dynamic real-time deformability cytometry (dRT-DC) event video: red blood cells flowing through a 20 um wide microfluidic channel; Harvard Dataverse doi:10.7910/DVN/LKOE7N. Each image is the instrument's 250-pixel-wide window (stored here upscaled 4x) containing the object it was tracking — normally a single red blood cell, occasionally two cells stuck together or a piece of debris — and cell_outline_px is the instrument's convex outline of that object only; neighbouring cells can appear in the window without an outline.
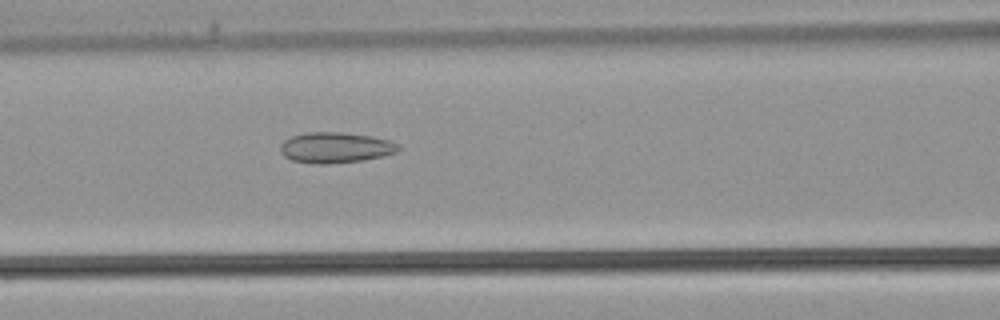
{"species": "common noctule bat (a hibernating species)", "species_latin": "Nyctalus noctula", "temperature_condition": "warm", "stored_images_in_passage": 34, "camera_frame_rate_fps": 3000, "um_per_image_px": 0.085, "animal": {"sex": "male", "body_mass_g": 21.5, "forearm_length_mm": 52.0}, "frame": {"image": 1, "passage_image": 15, "time_ms": 4.667, "image_size_px": [1000, 320], "cell_outline_px": [[400, 148], [396, 152], [384, 156], [364, 160], [328, 164], [316, 164], [292, 160], [284, 156], [280, 152], [280, 144], [284, 140], [292, 136], [304, 132], [340, 132], [372, 136], [388, 140], [400, 144]], "centroid_in_image_um": [28.51, 12.54], "position_along_channel_um": 138.1, "area_um2": 21.27}}
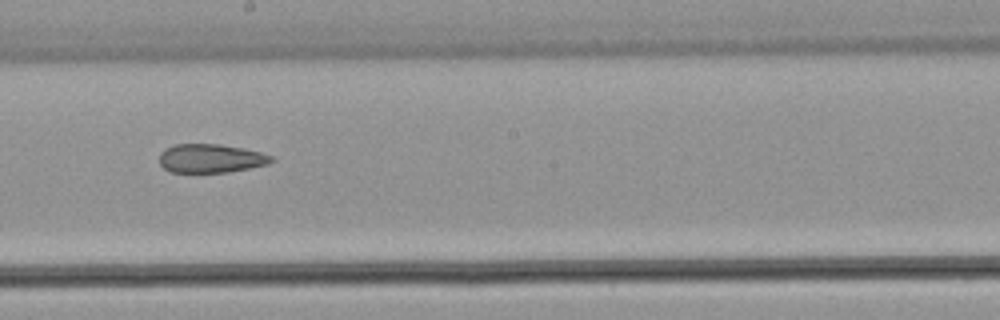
{"frame": {"image": 2, "passage_image": 20, "time_ms": 6.333, "image_size_px": [1000, 320], "cell_outline_px": [[276, 160], [268, 164], [228, 172], [172, 172], [164, 168], [160, 164], [160, 152], [176, 144], [220, 144], [244, 148], [260, 152], [272, 156]], "centroid_in_image_um": [17.94, 13.46], "position_along_channel_um": 230.3, "area_um2": 18.67}}
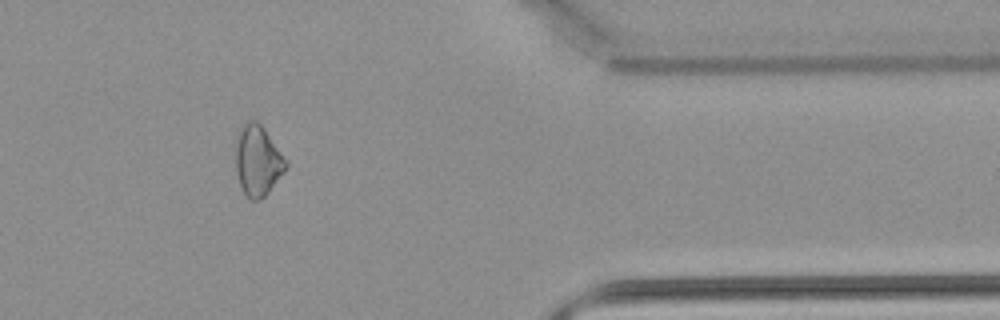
{"frame": {"image": 3, "passage_image": 30, "time_ms": 9.667, "image_size_px": [1000, 320], "cell_outline_px": [[288, 164], [284, 172], [268, 192], [260, 200], [252, 200], [244, 196], [236, 172], [236, 144], [240, 128], [248, 120], [256, 120], [264, 128], [288, 160]], "centroid_in_image_um": [21.92, 13.66], "position_along_channel_um": 389.5, "area_um2": 20.69}}